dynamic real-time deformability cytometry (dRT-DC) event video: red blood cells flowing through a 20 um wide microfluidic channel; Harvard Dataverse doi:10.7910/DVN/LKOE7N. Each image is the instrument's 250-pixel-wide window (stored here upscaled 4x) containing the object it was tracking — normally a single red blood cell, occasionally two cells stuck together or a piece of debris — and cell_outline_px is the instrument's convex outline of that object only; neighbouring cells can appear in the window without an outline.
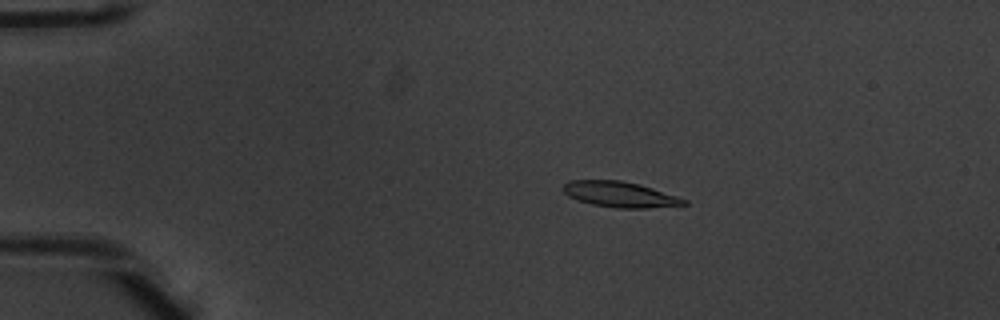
{"species": "common noctule bat (a hibernating species)", "species_latin": "Nyctalus noctula", "temperature_condition": "warm", "stored_images_in_passage": 19, "camera_frame_rate_fps": 3000, "um_per_image_px": 0.085, "animal": {"sex": "male", "body_mass_g": 20.1, "forearm_length_mm": 53.5}, "frame": {"image": 1, "passage_image": 6, "time_ms": 1.667, "image_size_px": [1000, 320], "cell_outline_px": [[688, 204], [648, 208], [616, 208], [592, 204], [576, 200], [568, 196], [564, 192], [564, 184], [568, 180], [620, 180], [640, 184], [688, 200]], "centroid_in_image_um": [52.68, 16.52], "position_along_channel_um": 32.3, "area_um2": 17.98}}
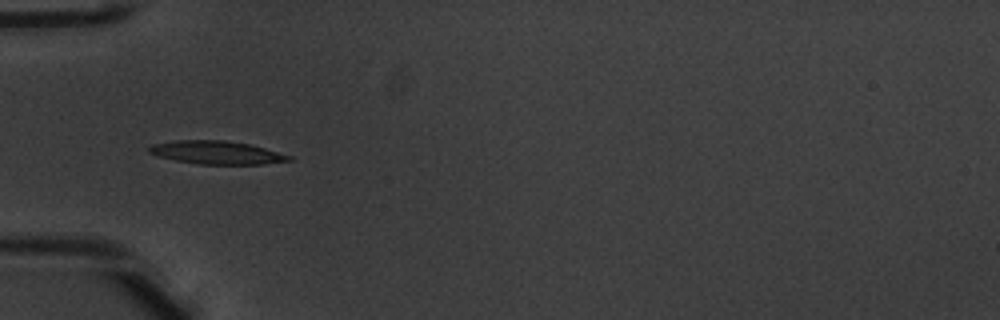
{"frame": {"image": 2, "passage_image": 13, "time_ms": 4.0, "image_size_px": [1000, 320], "cell_outline_px": [[292, 160], [264, 164], [200, 164], [176, 160], [156, 156], [148, 152], [148, 148], [152, 144], [176, 140], [224, 140], [248, 144], [264, 148], [292, 156]], "centroid_in_image_um": [18.38, 12.96], "position_along_channel_um": 66.6, "area_um2": 18.79}}
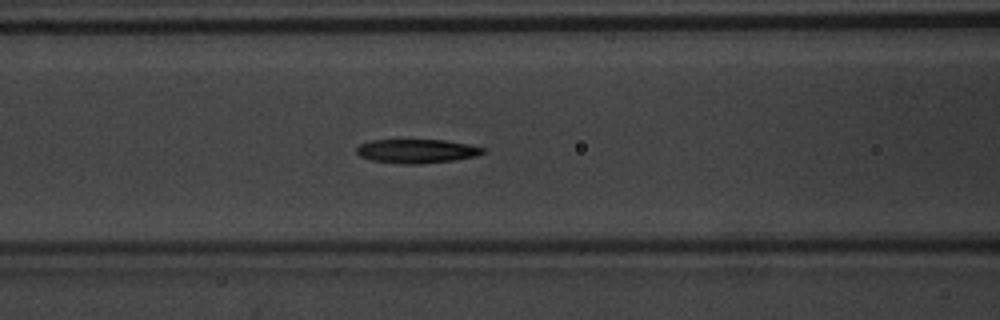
{"frame": {"image": 3, "passage_image": 18, "time_ms": 5.667, "image_size_px": [1000, 320], "cell_outline_px": [[488, 148], [484, 152], [476, 156], [452, 160], [420, 164], [404, 164], [372, 160], [360, 156], [356, 152], [356, 148], [360, 144], [372, 140], [448, 140]], "centroid_in_image_um": [35.45, 12.84], "position_along_channel_um": 131.2, "area_um2": 17.63}}